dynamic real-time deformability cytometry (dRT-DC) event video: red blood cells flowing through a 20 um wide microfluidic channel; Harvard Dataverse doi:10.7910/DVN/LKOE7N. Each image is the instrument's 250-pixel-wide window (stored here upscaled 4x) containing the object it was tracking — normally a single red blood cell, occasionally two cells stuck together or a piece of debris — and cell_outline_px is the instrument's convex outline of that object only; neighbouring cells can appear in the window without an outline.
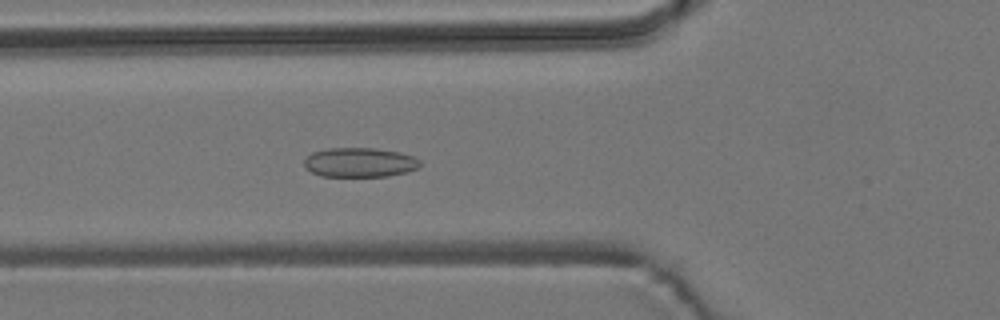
{"species": "common noctule bat (a hibernating species)", "species_latin": "Nyctalus noctula", "temperature_condition": "room temperature", "stored_images_in_passage": 50, "camera_frame_rate_fps": 3000, "um_per_image_px": 0.085, "animal": {"sex": "male", "body_mass_g": 19.2, "forearm_length_mm": 51.8}, "frame": {"image": 1, "passage_image": 14, "time_ms": 4.333, "image_size_px": [1000, 320], "cell_outline_px": [[420, 164], [416, 168], [408, 172], [388, 176], [320, 176], [312, 172], [304, 164], [304, 160], [312, 152], [328, 148], [376, 148], [400, 152], [416, 156], [420, 160]], "centroid_in_image_um": [30.61, 13.8], "position_along_channel_um": 95.2, "area_um2": 19.94}}
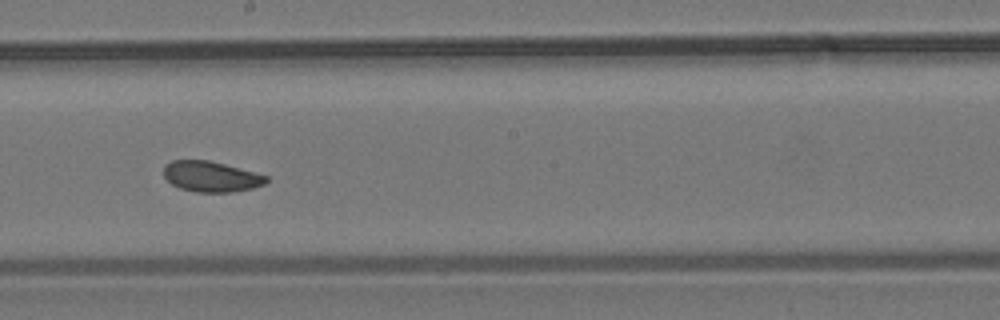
{"frame": {"image": 2, "passage_image": 25, "time_ms": 8.0, "image_size_px": [1000, 320], "cell_outline_px": [[268, 180], [264, 184], [252, 188], [232, 192], [196, 192], [180, 188], [172, 184], [164, 176], [164, 164], [172, 160], [208, 160], [224, 164], [268, 176]], "centroid_in_image_um": [17.92, 15.0], "position_along_channel_um": 230.3, "area_um2": 18.15}}
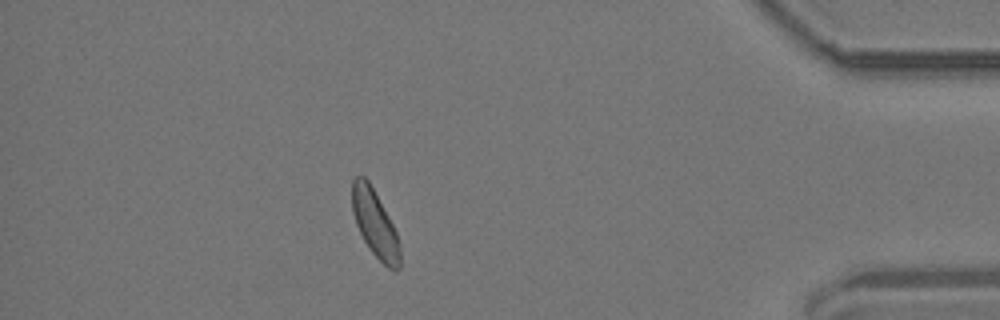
{"frame": {"image": 3, "passage_image": 43, "time_ms": 14.0, "image_size_px": [1000, 320], "cell_outline_px": [[400, 268], [396, 272], [388, 268], [372, 252], [364, 240], [356, 224], [352, 212], [352, 180], [356, 176], [364, 176], [368, 180], [388, 216], [396, 232], [400, 244]], "centroid_in_image_um": [31.87, 19.03], "position_along_channel_um": 403.3, "area_um2": 18.5}, "authors_computed_cell_mechanics": {"area_um2": 19.1607, "velocity_mm_per_s": 3.6676, "shape_relaxation_time_tau1_ms": 10.8506, "shape_relaxation_time_tau2_ms": 2.0016, "deformation_change_tau1": 0.1396, "deformation_change_tau2": 0.0622}}